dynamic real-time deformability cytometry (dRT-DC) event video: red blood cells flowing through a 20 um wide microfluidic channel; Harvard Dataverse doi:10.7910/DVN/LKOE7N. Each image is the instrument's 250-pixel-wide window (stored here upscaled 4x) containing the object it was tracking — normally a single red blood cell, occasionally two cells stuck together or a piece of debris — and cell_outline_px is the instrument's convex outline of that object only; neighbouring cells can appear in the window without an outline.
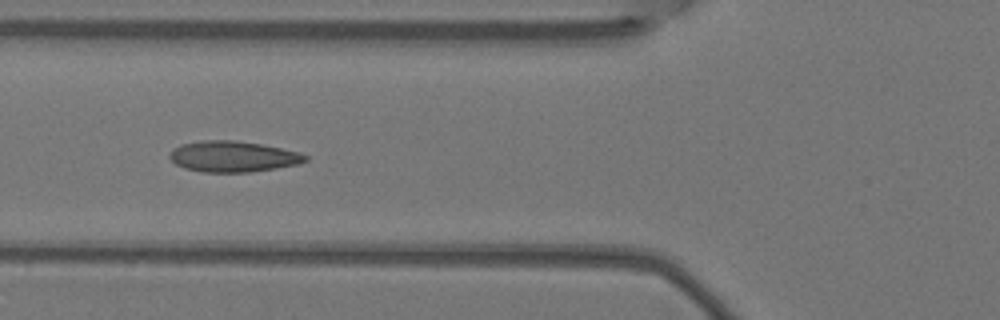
{"species": "Egyptian fruit bat (a non-hibernating species)", "species_latin": "Rousettus aegyptiacus", "temperature_condition": "warm", "stored_images_in_passage": 6, "camera_frame_rate_fps": 3000, "um_per_image_px": 0.085, "animal": {"sex": "female"}, "frame": {"image": 1, "passage_image": 4, "time_ms": 1.0, "image_size_px": [1000, 320], "cell_outline_px": [[308, 160], [300, 164], [276, 168], [248, 172], [204, 172], [184, 168], [176, 164], [168, 156], [168, 152], [172, 148], [180, 144], [200, 140], [236, 140], [260, 144], [300, 152], [308, 156]], "centroid_in_image_um": [19.78, 13.29], "position_along_channel_um": 106.0, "area_um2": 24.62}}
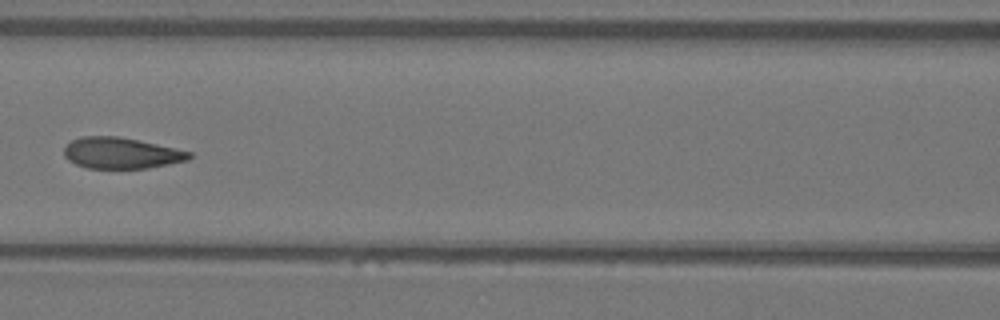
{"frame": {"image": 2, "passage_image": 5, "time_ms": 1.333, "image_size_px": [1000, 320], "cell_outline_px": [[192, 156], [188, 160], [148, 168], [88, 168], [76, 164], [68, 160], [64, 156], [64, 148], [72, 140], [80, 136], [116, 136], [176, 148], [192, 152]], "centroid_in_image_um": [10.29, 13.01], "position_along_channel_um": 156.3, "area_um2": 22.54}}
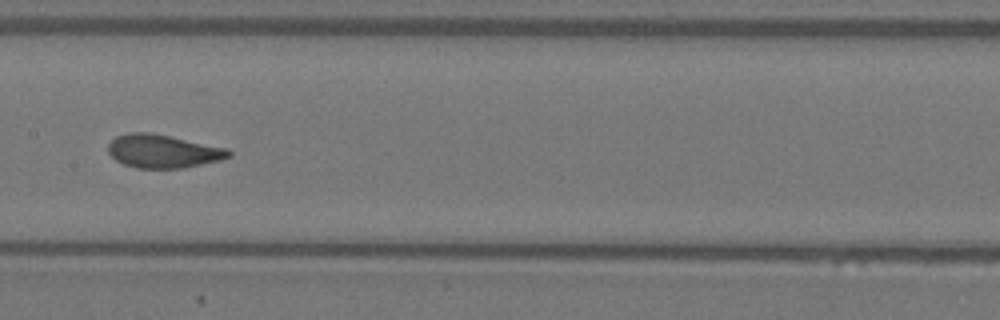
{"frame": {"image": 3, "passage_image": 6, "time_ms": 1.667, "image_size_px": [1000, 320], "cell_outline_px": [[232, 156], [220, 160], [184, 168], [136, 168], [124, 164], [116, 160], [108, 152], [108, 144], [116, 136], [128, 132], [152, 132], [228, 148], [232, 152]], "centroid_in_image_um": [13.87, 12.84], "position_along_channel_um": 193.5, "area_um2": 23.58}}